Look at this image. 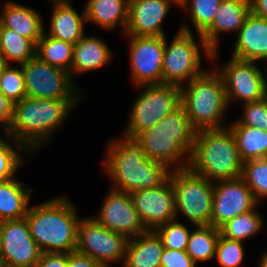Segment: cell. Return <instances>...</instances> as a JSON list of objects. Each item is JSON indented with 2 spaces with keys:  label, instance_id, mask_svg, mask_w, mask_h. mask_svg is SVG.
Here are the masks:
<instances>
[{
  "label": "cell",
  "instance_id": "6da1fadb",
  "mask_svg": "<svg viewBox=\"0 0 267 267\" xmlns=\"http://www.w3.org/2000/svg\"><path fill=\"white\" fill-rule=\"evenodd\" d=\"M108 144L104 165L114 181L112 189L130 194L161 186L169 178L171 170L150 160L136 138L123 135Z\"/></svg>",
  "mask_w": 267,
  "mask_h": 267
},
{
  "label": "cell",
  "instance_id": "7a4b0ae2",
  "mask_svg": "<svg viewBox=\"0 0 267 267\" xmlns=\"http://www.w3.org/2000/svg\"><path fill=\"white\" fill-rule=\"evenodd\" d=\"M196 132L180 105L135 138L150 160L162 163L173 171L188 167Z\"/></svg>",
  "mask_w": 267,
  "mask_h": 267
},
{
  "label": "cell",
  "instance_id": "3957f363",
  "mask_svg": "<svg viewBox=\"0 0 267 267\" xmlns=\"http://www.w3.org/2000/svg\"><path fill=\"white\" fill-rule=\"evenodd\" d=\"M33 240L42 253L76 251L79 219L64 196L29 207L25 216Z\"/></svg>",
  "mask_w": 267,
  "mask_h": 267
},
{
  "label": "cell",
  "instance_id": "277c9868",
  "mask_svg": "<svg viewBox=\"0 0 267 267\" xmlns=\"http://www.w3.org/2000/svg\"><path fill=\"white\" fill-rule=\"evenodd\" d=\"M71 109L62 100L25 97L13 103L12 120L5 133L22 144L29 153L34 152L42 144H47Z\"/></svg>",
  "mask_w": 267,
  "mask_h": 267
},
{
  "label": "cell",
  "instance_id": "5b68a950",
  "mask_svg": "<svg viewBox=\"0 0 267 267\" xmlns=\"http://www.w3.org/2000/svg\"><path fill=\"white\" fill-rule=\"evenodd\" d=\"M188 167L213 183L241 177L243 161L230 128L198 130Z\"/></svg>",
  "mask_w": 267,
  "mask_h": 267
},
{
  "label": "cell",
  "instance_id": "8992f818",
  "mask_svg": "<svg viewBox=\"0 0 267 267\" xmlns=\"http://www.w3.org/2000/svg\"><path fill=\"white\" fill-rule=\"evenodd\" d=\"M181 86V105L192 126L203 129L224 128L221 119L229 106L224 82L217 72H203Z\"/></svg>",
  "mask_w": 267,
  "mask_h": 267
},
{
  "label": "cell",
  "instance_id": "52a82bcc",
  "mask_svg": "<svg viewBox=\"0 0 267 267\" xmlns=\"http://www.w3.org/2000/svg\"><path fill=\"white\" fill-rule=\"evenodd\" d=\"M175 195L176 219L179 212L194 226L211 225L214 183L189 167L170 172Z\"/></svg>",
  "mask_w": 267,
  "mask_h": 267
},
{
  "label": "cell",
  "instance_id": "ba28073f",
  "mask_svg": "<svg viewBox=\"0 0 267 267\" xmlns=\"http://www.w3.org/2000/svg\"><path fill=\"white\" fill-rule=\"evenodd\" d=\"M145 89L136 98L124 136L137 135L156 125L181 105V87L169 84L140 85Z\"/></svg>",
  "mask_w": 267,
  "mask_h": 267
},
{
  "label": "cell",
  "instance_id": "9c48e42d",
  "mask_svg": "<svg viewBox=\"0 0 267 267\" xmlns=\"http://www.w3.org/2000/svg\"><path fill=\"white\" fill-rule=\"evenodd\" d=\"M27 97L65 101L71 108L80 102L73 78L62 68L51 66L37 56L20 64ZM76 93V94H75Z\"/></svg>",
  "mask_w": 267,
  "mask_h": 267
},
{
  "label": "cell",
  "instance_id": "30bf717a",
  "mask_svg": "<svg viewBox=\"0 0 267 267\" xmlns=\"http://www.w3.org/2000/svg\"><path fill=\"white\" fill-rule=\"evenodd\" d=\"M165 37L162 64V84L182 86L201 75V56L189 26L182 25L170 45Z\"/></svg>",
  "mask_w": 267,
  "mask_h": 267
},
{
  "label": "cell",
  "instance_id": "8fae6325",
  "mask_svg": "<svg viewBox=\"0 0 267 267\" xmlns=\"http://www.w3.org/2000/svg\"><path fill=\"white\" fill-rule=\"evenodd\" d=\"M128 241L126 236L107 229L90 217L79 221L76 251L109 267L111 262H124Z\"/></svg>",
  "mask_w": 267,
  "mask_h": 267
},
{
  "label": "cell",
  "instance_id": "7c38bea8",
  "mask_svg": "<svg viewBox=\"0 0 267 267\" xmlns=\"http://www.w3.org/2000/svg\"><path fill=\"white\" fill-rule=\"evenodd\" d=\"M130 68L135 85L162 84L165 36H129Z\"/></svg>",
  "mask_w": 267,
  "mask_h": 267
},
{
  "label": "cell",
  "instance_id": "4fadbf2b",
  "mask_svg": "<svg viewBox=\"0 0 267 267\" xmlns=\"http://www.w3.org/2000/svg\"><path fill=\"white\" fill-rule=\"evenodd\" d=\"M256 62L232 57L217 72L221 75L226 91L227 102H256L265 98L263 73Z\"/></svg>",
  "mask_w": 267,
  "mask_h": 267
},
{
  "label": "cell",
  "instance_id": "5bb4252c",
  "mask_svg": "<svg viewBox=\"0 0 267 267\" xmlns=\"http://www.w3.org/2000/svg\"><path fill=\"white\" fill-rule=\"evenodd\" d=\"M258 204L242 177L216 181L211 225L219 229L224 223L253 210Z\"/></svg>",
  "mask_w": 267,
  "mask_h": 267
},
{
  "label": "cell",
  "instance_id": "9a60e30c",
  "mask_svg": "<svg viewBox=\"0 0 267 267\" xmlns=\"http://www.w3.org/2000/svg\"><path fill=\"white\" fill-rule=\"evenodd\" d=\"M42 251L33 240L27 220L3 221L0 263L13 267H35Z\"/></svg>",
  "mask_w": 267,
  "mask_h": 267
},
{
  "label": "cell",
  "instance_id": "2e32d148",
  "mask_svg": "<svg viewBox=\"0 0 267 267\" xmlns=\"http://www.w3.org/2000/svg\"><path fill=\"white\" fill-rule=\"evenodd\" d=\"M130 196L146 230H155L176 219L175 195L169 178L161 186L133 191Z\"/></svg>",
  "mask_w": 267,
  "mask_h": 267
},
{
  "label": "cell",
  "instance_id": "e0dca14e",
  "mask_svg": "<svg viewBox=\"0 0 267 267\" xmlns=\"http://www.w3.org/2000/svg\"><path fill=\"white\" fill-rule=\"evenodd\" d=\"M93 218L107 229L128 239L147 231L136 212L130 194L115 189L110 190L100 213Z\"/></svg>",
  "mask_w": 267,
  "mask_h": 267
},
{
  "label": "cell",
  "instance_id": "ac0fdd59",
  "mask_svg": "<svg viewBox=\"0 0 267 267\" xmlns=\"http://www.w3.org/2000/svg\"><path fill=\"white\" fill-rule=\"evenodd\" d=\"M173 0H129L128 36H165L162 22L171 8Z\"/></svg>",
  "mask_w": 267,
  "mask_h": 267
},
{
  "label": "cell",
  "instance_id": "d6986e66",
  "mask_svg": "<svg viewBox=\"0 0 267 267\" xmlns=\"http://www.w3.org/2000/svg\"><path fill=\"white\" fill-rule=\"evenodd\" d=\"M251 13L250 0H222L212 24L201 34L212 59L217 57L219 33L239 32L247 16Z\"/></svg>",
  "mask_w": 267,
  "mask_h": 267
},
{
  "label": "cell",
  "instance_id": "ffe728a7",
  "mask_svg": "<svg viewBox=\"0 0 267 267\" xmlns=\"http://www.w3.org/2000/svg\"><path fill=\"white\" fill-rule=\"evenodd\" d=\"M232 57L245 61H260L267 57V20L252 12L239 29Z\"/></svg>",
  "mask_w": 267,
  "mask_h": 267
},
{
  "label": "cell",
  "instance_id": "44dd1931",
  "mask_svg": "<svg viewBox=\"0 0 267 267\" xmlns=\"http://www.w3.org/2000/svg\"><path fill=\"white\" fill-rule=\"evenodd\" d=\"M1 11L3 27L12 29L36 45L45 31L43 19L38 12L12 1H7Z\"/></svg>",
  "mask_w": 267,
  "mask_h": 267
},
{
  "label": "cell",
  "instance_id": "7402d4cb",
  "mask_svg": "<svg viewBox=\"0 0 267 267\" xmlns=\"http://www.w3.org/2000/svg\"><path fill=\"white\" fill-rule=\"evenodd\" d=\"M164 246L161 238L154 230H147L129 239L124 267H161V257Z\"/></svg>",
  "mask_w": 267,
  "mask_h": 267
},
{
  "label": "cell",
  "instance_id": "603a6c76",
  "mask_svg": "<svg viewBox=\"0 0 267 267\" xmlns=\"http://www.w3.org/2000/svg\"><path fill=\"white\" fill-rule=\"evenodd\" d=\"M49 36L76 44L84 36L85 10L78 12L68 1L53 2Z\"/></svg>",
  "mask_w": 267,
  "mask_h": 267
},
{
  "label": "cell",
  "instance_id": "cb8c5ba5",
  "mask_svg": "<svg viewBox=\"0 0 267 267\" xmlns=\"http://www.w3.org/2000/svg\"><path fill=\"white\" fill-rule=\"evenodd\" d=\"M108 45L100 38L84 35L74 44L71 77L75 73H85L106 65L112 58Z\"/></svg>",
  "mask_w": 267,
  "mask_h": 267
},
{
  "label": "cell",
  "instance_id": "d4e9b609",
  "mask_svg": "<svg viewBox=\"0 0 267 267\" xmlns=\"http://www.w3.org/2000/svg\"><path fill=\"white\" fill-rule=\"evenodd\" d=\"M129 0H88L85 5L86 23L93 22L101 28L114 29L121 24L126 31Z\"/></svg>",
  "mask_w": 267,
  "mask_h": 267
},
{
  "label": "cell",
  "instance_id": "484cf974",
  "mask_svg": "<svg viewBox=\"0 0 267 267\" xmlns=\"http://www.w3.org/2000/svg\"><path fill=\"white\" fill-rule=\"evenodd\" d=\"M24 185L14 178L0 183V220L25 218L32 190Z\"/></svg>",
  "mask_w": 267,
  "mask_h": 267
},
{
  "label": "cell",
  "instance_id": "4316f807",
  "mask_svg": "<svg viewBox=\"0 0 267 267\" xmlns=\"http://www.w3.org/2000/svg\"><path fill=\"white\" fill-rule=\"evenodd\" d=\"M229 128L243 162L267 157V131L242 124H231Z\"/></svg>",
  "mask_w": 267,
  "mask_h": 267
},
{
  "label": "cell",
  "instance_id": "83f0119b",
  "mask_svg": "<svg viewBox=\"0 0 267 267\" xmlns=\"http://www.w3.org/2000/svg\"><path fill=\"white\" fill-rule=\"evenodd\" d=\"M74 44L53 38L44 31L36 43L35 56L51 66L62 68L71 75Z\"/></svg>",
  "mask_w": 267,
  "mask_h": 267
},
{
  "label": "cell",
  "instance_id": "f1b7e54d",
  "mask_svg": "<svg viewBox=\"0 0 267 267\" xmlns=\"http://www.w3.org/2000/svg\"><path fill=\"white\" fill-rule=\"evenodd\" d=\"M219 235V229L212 225H197L191 230L186 253L195 264L215 257Z\"/></svg>",
  "mask_w": 267,
  "mask_h": 267
},
{
  "label": "cell",
  "instance_id": "f546056e",
  "mask_svg": "<svg viewBox=\"0 0 267 267\" xmlns=\"http://www.w3.org/2000/svg\"><path fill=\"white\" fill-rule=\"evenodd\" d=\"M222 0H184L179 6L190 12V18L200 39L204 54L212 59V51L208 48L201 34L212 24Z\"/></svg>",
  "mask_w": 267,
  "mask_h": 267
},
{
  "label": "cell",
  "instance_id": "4dcf8cb0",
  "mask_svg": "<svg viewBox=\"0 0 267 267\" xmlns=\"http://www.w3.org/2000/svg\"><path fill=\"white\" fill-rule=\"evenodd\" d=\"M36 45L28 38L20 36L12 29L1 27L0 55L9 64V60L24 63L35 56Z\"/></svg>",
  "mask_w": 267,
  "mask_h": 267
},
{
  "label": "cell",
  "instance_id": "1f68e13d",
  "mask_svg": "<svg viewBox=\"0 0 267 267\" xmlns=\"http://www.w3.org/2000/svg\"><path fill=\"white\" fill-rule=\"evenodd\" d=\"M262 217L256 212V207L246 213L240 214L232 220L224 223L220 228V235L244 242L256 235L262 228Z\"/></svg>",
  "mask_w": 267,
  "mask_h": 267
},
{
  "label": "cell",
  "instance_id": "d6a6232c",
  "mask_svg": "<svg viewBox=\"0 0 267 267\" xmlns=\"http://www.w3.org/2000/svg\"><path fill=\"white\" fill-rule=\"evenodd\" d=\"M241 177L258 202L267 198V157L243 162Z\"/></svg>",
  "mask_w": 267,
  "mask_h": 267
},
{
  "label": "cell",
  "instance_id": "836d02e7",
  "mask_svg": "<svg viewBox=\"0 0 267 267\" xmlns=\"http://www.w3.org/2000/svg\"><path fill=\"white\" fill-rule=\"evenodd\" d=\"M8 137L12 140L11 142H15L14 146H16V149L5 137L0 136V183L14 178L16 171L24 163L20 151L29 152L18 141L11 136Z\"/></svg>",
  "mask_w": 267,
  "mask_h": 267
},
{
  "label": "cell",
  "instance_id": "e575fe53",
  "mask_svg": "<svg viewBox=\"0 0 267 267\" xmlns=\"http://www.w3.org/2000/svg\"><path fill=\"white\" fill-rule=\"evenodd\" d=\"M0 92L13 103L27 97L24 76L21 68L6 66L0 79Z\"/></svg>",
  "mask_w": 267,
  "mask_h": 267
},
{
  "label": "cell",
  "instance_id": "d590c367",
  "mask_svg": "<svg viewBox=\"0 0 267 267\" xmlns=\"http://www.w3.org/2000/svg\"><path fill=\"white\" fill-rule=\"evenodd\" d=\"M154 231L161 238L164 248L186 251L191 231L181 222L175 219L157 227Z\"/></svg>",
  "mask_w": 267,
  "mask_h": 267
},
{
  "label": "cell",
  "instance_id": "8d00e7d4",
  "mask_svg": "<svg viewBox=\"0 0 267 267\" xmlns=\"http://www.w3.org/2000/svg\"><path fill=\"white\" fill-rule=\"evenodd\" d=\"M242 243L219 235L215 257L221 267H239L242 264L245 256Z\"/></svg>",
  "mask_w": 267,
  "mask_h": 267
},
{
  "label": "cell",
  "instance_id": "74e56055",
  "mask_svg": "<svg viewBox=\"0 0 267 267\" xmlns=\"http://www.w3.org/2000/svg\"><path fill=\"white\" fill-rule=\"evenodd\" d=\"M242 117L235 124L247 125L267 131V98L243 104Z\"/></svg>",
  "mask_w": 267,
  "mask_h": 267
},
{
  "label": "cell",
  "instance_id": "f35d334b",
  "mask_svg": "<svg viewBox=\"0 0 267 267\" xmlns=\"http://www.w3.org/2000/svg\"><path fill=\"white\" fill-rule=\"evenodd\" d=\"M161 267H195L191 257L186 251L164 248L161 257Z\"/></svg>",
  "mask_w": 267,
  "mask_h": 267
},
{
  "label": "cell",
  "instance_id": "ab89813d",
  "mask_svg": "<svg viewBox=\"0 0 267 267\" xmlns=\"http://www.w3.org/2000/svg\"><path fill=\"white\" fill-rule=\"evenodd\" d=\"M35 267H67V253H42Z\"/></svg>",
  "mask_w": 267,
  "mask_h": 267
},
{
  "label": "cell",
  "instance_id": "60d3db41",
  "mask_svg": "<svg viewBox=\"0 0 267 267\" xmlns=\"http://www.w3.org/2000/svg\"><path fill=\"white\" fill-rule=\"evenodd\" d=\"M67 267H103L93 258L77 251L67 253Z\"/></svg>",
  "mask_w": 267,
  "mask_h": 267
},
{
  "label": "cell",
  "instance_id": "b9f144b4",
  "mask_svg": "<svg viewBox=\"0 0 267 267\" xmlns=\"http://www.w3.org/2000/svg\"><path fill=\"white\" fill-rule=\"evenodd\" d=\"M13 116V102L0 92V126L7 130Z\"/></svg>",
  "mask_w": 267,
  "mask_h": 267
},
{
  "label": "cell",
  "instance_id": "7bdbcfd3",
  "mask_svg": "<svg viewBox=\"0 0 267 267\" xmlns=\"http://www.w3.org/2000/svg\"><path fill=\"white\" fill-rule=\"evenodd\" d=\"M250 9L254 15L267 20V0H250Z\"/></svg>",
  "mask_w": 267,
  "mask_h": 267
},
{
  "label": "cell",
  "instance_id": "ee69618b",
  "mask_svg": "<svg viewBox=\"0 0 267 267\" xmlns=\"http://www.w3.org/2000/svg\"><path fill=\"white\" fill-rule=\"evenodd\" d=\"M8 63L4 60V58L0 55V79L2 77L3 71L6 68Z\"/></svg>",
  "mask_w": 267,
  "mask_h": 267
},
{
  "label": "cell",
  "instance_id": "f6af8a7d",
  "mask_svg": "<svg viewBox=\"0 0 267 267\" xmlns=\"http://www.w3.org/2000/svg\"><path fill=\"white\" fill-rule=\"evenodd\" d=\"M258 267H267V252L261 256Z\"/></svg>",
  "mask_w": 267,
  "mask_h": 267
},
{
  "label": "cell",
  "instance_id": "bcb514c9",
  "mask_svg": "<svg viewBox=\"0 0 267 267\" xmlns=\"http://www.w3.org/2000/svg\"><path fill=\"white\" fill-rule=\"evenodd\" d=\"M263 91H264V95L266 98L267 97V76L264 77V74H263Z\"/></svg>",
  "mask_w": 267,
  "mask_h": 267
},
{
  "label": "cell",
  "instance_id": "7dc6e473",
  "mask_svg": "<svg viewBox=\"0 0 267 267\" xmlns=\"http://www.w3.org/2000/svg\"><path fill=\"white\" fill-rule=\"evenodd\" d=\"M2 236H3V220H0V250H1Z\"/></svg>",
  "mask_w": 267,
  "mask_h": 267
},
{
  "label": "cell",
  "instance_id": "c3c4849f",
  "mask_svg": "<svg viewBox=\"0 0 267 267\" xmlns=\"http://www.w3.org/2000/svg\"><path fill=\"white\" fill-rule=\"evenodd\" d=\"M177 5H180L184 0H173Z\"/></svg>",
  "mask_w": 267,
  "mask_h": 267
},
{
  "label": "cell",
  "instance_id": "681fc988",
  "mask_svg": "<svg viewBox=\"0 0 267 267\" xmlns=\"http://www.w3.org/2000/svg\"><path fill=\"white\" fill-rule=\"evenodd\" d=\"M51 2H62V1H69V0H50Z\"/></svg>",
  "mask_w": 267,
  "mask_h": 267
},
{
  "label": "cell",
  "instance_id": "f907efd6",
  "mask_svg": "<svg viewBox=\"0 0 267 267\" xmlns=\"http://www.w3.org/2000/svg\"><path fill=\"white\" fill-rule=\"evenodd\" d=\"M1 27H2V18H1V15H0V30H1Z\"/></svg>",
  "mask_w": 267,
  "mask_h": 267
},
{
  "label": "cell",
  "instance_id": "816d5d0a",
  "mask_svg": "<svg viewBox=\"0 0 267 267\" xmlns=\"http://www.w3.org/2000/svg\"><path fill=\"white\" fill-rule=\"evenodd\" d=\"M0 267H13V266H5V265H2V264H1V266H0Z\"/></svg>",
  "mask_w": 267,
  "mask_h": 267
}]
</instances>
